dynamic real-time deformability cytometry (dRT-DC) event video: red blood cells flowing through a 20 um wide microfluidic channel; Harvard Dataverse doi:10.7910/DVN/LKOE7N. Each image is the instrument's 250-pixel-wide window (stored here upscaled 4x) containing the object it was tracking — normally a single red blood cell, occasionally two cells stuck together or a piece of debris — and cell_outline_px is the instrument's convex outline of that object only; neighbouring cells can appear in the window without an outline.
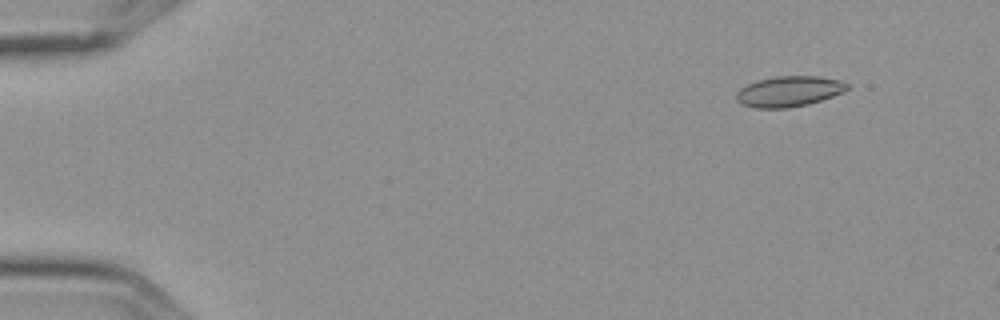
{"species": "Egyptian fruit bat (a non-hibernating species)", "species_latin": "Rousettus aegyptiacus", "temperature_condition": "cold", "stored_images_in_passage": 5, "camera_frame_rate_fps": 3000, "um_per_image_px": 0.085, "frame": {"image": 1, "passage_image": 2, "time_ms": 0.333, "image_size_px": [1000, 320], "cell_outline_px": [[848, 88], [844, 92], [808, 104], [788, 108], [756, 108], [744, 104], [736, 100], [736, 92], [740, 88], [756, 80], [776, 76], [820, 76], [840, 80], [848, 84]], "centroid_in_image_um": [67.06, 7.76], "position_along_channel_um": 17.9, "area_um2": 19.71}}